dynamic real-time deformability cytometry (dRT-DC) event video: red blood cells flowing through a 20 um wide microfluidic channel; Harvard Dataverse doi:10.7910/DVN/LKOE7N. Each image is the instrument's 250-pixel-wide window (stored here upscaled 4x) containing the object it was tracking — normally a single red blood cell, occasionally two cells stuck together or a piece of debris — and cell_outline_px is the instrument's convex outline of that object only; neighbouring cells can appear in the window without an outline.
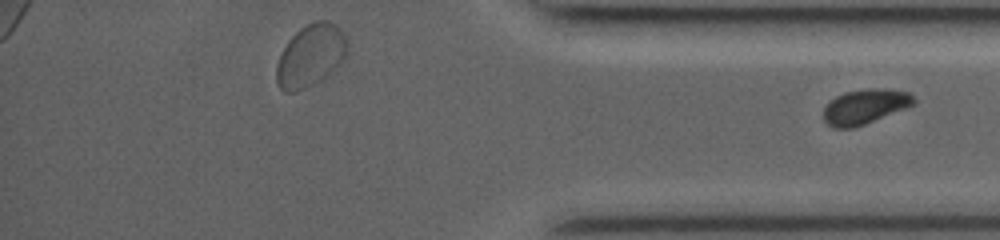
{"species": "common noctule bat (a hibernating species)", "species_latin": "Nyctalus noctula", "temperature_condition": "room temperature", "stored_images_in_passage": 55, "segment_of_instrument_passage": [2, 2], "camera_frame_rate_fps": 3500, "um_per_image_px": 0.085, "animal": {"sex": "female", "body_mass_g": 19.0, "forearm_length_mm": 53.3}, "frame": {"image": 1, "passage_image": 55, "time_ms": 9.714, "image_size_px": [1000, 240], "cell_outline_px": [[916, 104], [908, 108], [864, 124], [852, 128], [836, 128], [828, 124], [824, 120], [824, 108], [836, 96], [844, 92], [872, 88], [908, 92], [916, 100]], "centroid_in_image_um": [73.55, 9.07], "position_along_channel_um": 361.7, "area_um2": 18.09}}